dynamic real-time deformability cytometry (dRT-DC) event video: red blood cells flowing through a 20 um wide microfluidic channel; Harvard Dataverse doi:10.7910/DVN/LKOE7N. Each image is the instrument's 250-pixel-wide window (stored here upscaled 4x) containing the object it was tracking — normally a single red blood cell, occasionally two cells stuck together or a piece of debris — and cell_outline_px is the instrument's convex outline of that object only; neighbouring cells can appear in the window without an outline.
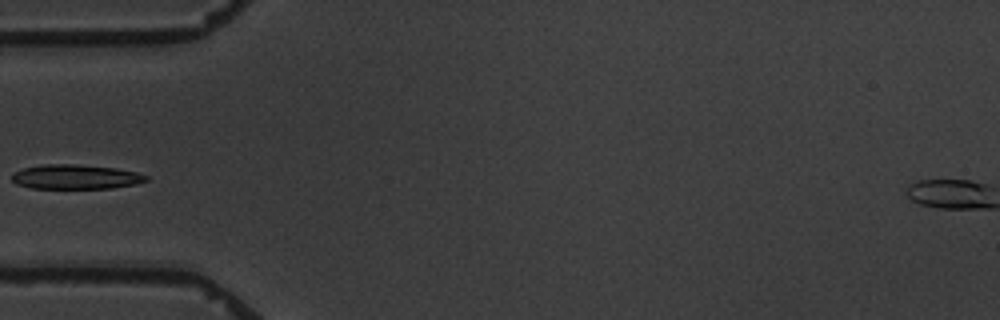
{"species": "common noctule bat (a hibernating species)", "species_latin": "Nyctalus noctula", "temperature_condition": "warm", "stored_images_in_passage": 14, "camera_frame_rate_fps": 3000, "um_per_image_px": 0.085, "animal": {"sex": "male", "body_mass_g": 19.5, "forearm_length_mm": 54.6}, "frame": {"image": 1, "passage_image": 4, "time_ms": 4.333, "image_size_px": [1000, 320], "cell_outline_px": [[148, 180], [136, 184], [112, 188], [32, 188], [16, 184], [12, 180], [12, 172], [24, 168], [40, 164], [72, 164], [116, 168], [136, 172], [148, 176]], "centroid_in_image_um": [6.41, 15.03], "position_along_channel_um": 78.6, "area_um2": 19.19}}
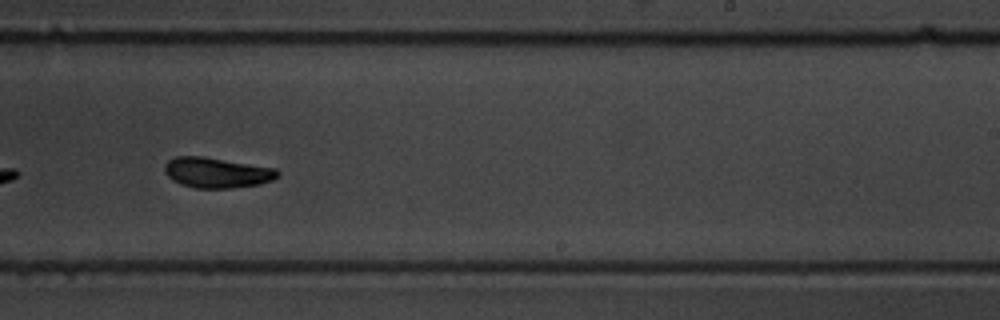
{"frame": {"image": 2, "passage_image": 9, "time_ms": 10.0, "image_size_px": [1000, 320], "cell_outline_px": [[280, 172], [272, 180], [260, 184], [232, 188], [196, 188], [180, 184], [172, 180], [164, 172], [164, 164], [168, 160], [176, 156], [204, 156], [276, 168]], "centroid_in_image_um": [18.4, 14.67], "position_along_channel_um": 270.6, "area_um2": 20.11}}
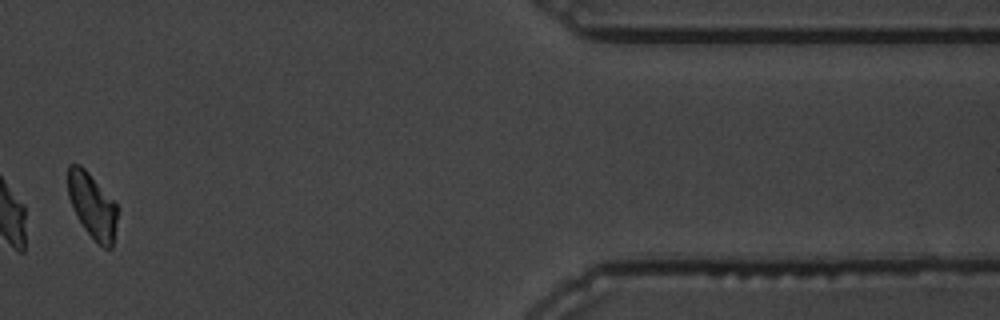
{"frame": {"image": 3, "passage_image": 13, "time_ms": 15.333, "image_size_px": [1000, 320], "cell_outline_px": [[116, 220], [112, 248], [104, 248], [84, 228], [76, 216], [68, 196], [68, 164], [80, 164], [88, 172], [116, 204]], "centroid_in_image_um": [7.81, 17.46], "position_along_channel_um": 403.6, "area_um2": 18.26}, "authors_computed_cell_mechanics": {"area_um2": 19.9121, "velocity_mm_per_s": 3.3954, "shape_relaxation_time_tau1_ms": 3.1713, "shape_relaxation_time_tau2_ms": 1.1743, "deformation_change_tau1": 0.1232, "deformation_change_tau2": 0.0472}}